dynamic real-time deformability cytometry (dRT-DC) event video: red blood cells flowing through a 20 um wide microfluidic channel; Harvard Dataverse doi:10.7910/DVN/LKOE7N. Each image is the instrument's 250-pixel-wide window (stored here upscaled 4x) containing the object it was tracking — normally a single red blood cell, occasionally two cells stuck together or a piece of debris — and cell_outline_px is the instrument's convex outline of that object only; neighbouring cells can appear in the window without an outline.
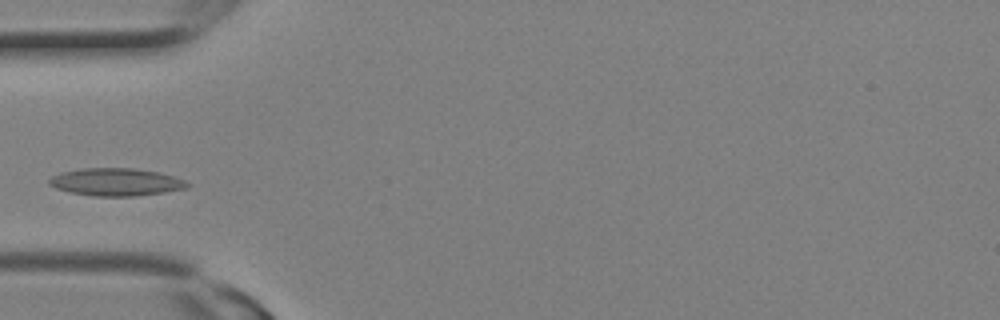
{"species": "Egyptian fruit bat (a non-hibernating species)", "species_latin": "Rousettus aegyptiacus", "temperature_condition": "room temperature", "stored_images_in_passage": 3, "camera_frame_rate_fps": 3000, "um_per_image_px": 0.085, "animal": {"sex": "female"}, "frame": {"image": 1, "passage_image": 3, "time_ms": 0.667, "image_size_px": [1000, 320], "cell_outline_px": [[192, 184], [188, 188], [164, 192], [136, 196], [92, 196], [68, 192], [56, 188], [48, 184], [48, 180], [52, 176], [60, 172], [80, 168], [132, 168], [156, 172], [176, 176]], "centroid_in_image_um": [9.85, 15.47], "position_along_channel_um": 75.1, "area_um2": 22.43}}